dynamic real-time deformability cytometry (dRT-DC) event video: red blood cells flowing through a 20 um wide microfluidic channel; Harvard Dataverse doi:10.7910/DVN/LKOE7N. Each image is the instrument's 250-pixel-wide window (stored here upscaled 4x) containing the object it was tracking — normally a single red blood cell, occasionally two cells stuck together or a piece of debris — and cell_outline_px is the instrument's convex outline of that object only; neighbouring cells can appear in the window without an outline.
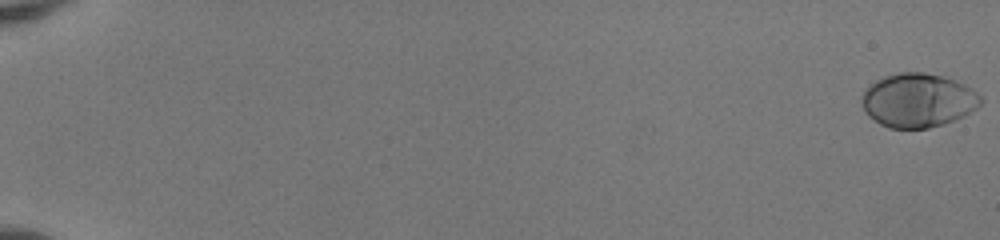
{"species": "human", "species_latin": "Homo sapiens", "temperature_condition": "room temperature", "stored_images_in_passage": 53, "camera_frame_rate_fps": 3000, "um_per_image_px": 0.085, "donor": {"sex": "female"}, "frame": {"image": 1, "passage_image": 1, "time_ms": 0.0, "image_size_px": [1000, 240], "cell_outline_px": [[984, 100], [976, 108], [964, 116], [944, 124], [928, 128], [888, 128], [880, 124], [868, 116], [864, 112], [860, 104], [860, 100], [864, 92], [876, 80], [884, 76], [900, 72], [924, 72], [944, 76], [956, 80], [972, 88]], "centroid_in_image_um": [78.02, 8.53], "position_along_channel_um": 7.0, "area_um2": 37.63}}
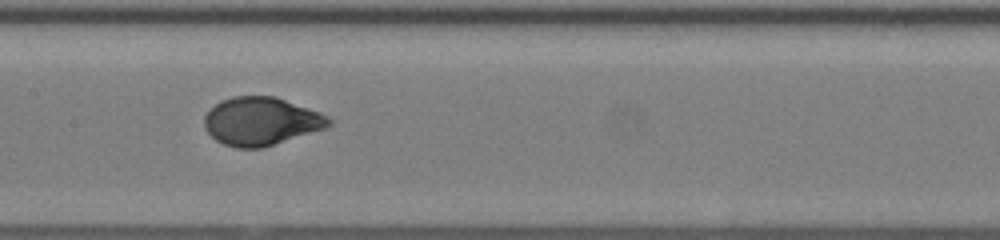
{"frame": {"image": 2, "passage_image": 30, "time_ms": 9.667, "image_size_px": [1000, 240], "cell_outline_px": [[332, 124], [328, 128], [260, 148], [236, 148], [224, 144], [216, 140], [204, 128], [204, 116], [220, 100], [232, 96], [272, 96], [320, 112], [328, 116], [332, 120]], "centroid_in_image_um": [22.2, 10.31], "position_along_channel_um": 185.2, "area_um2": 34.8}}
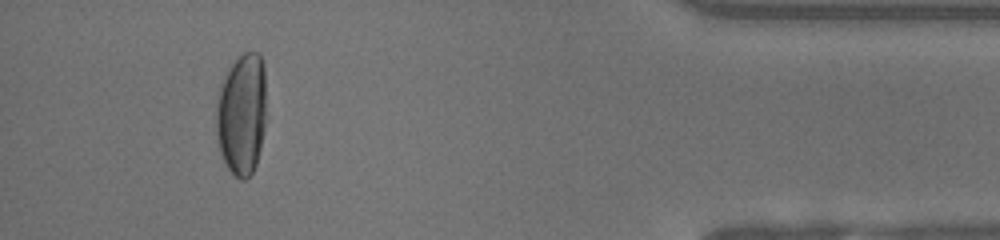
{"frame": {"image": 3, "passage_image": 50, "time_ms": 16.333, "image_size_px": [1000, 240], "cell_outline_px": [[264, 128], [260, 148], [256, 164], [252, 172], [244, 180], [240, 180], [228, 168], [220, 152], [216, 132], [216, 100], [220, 84], [232, 64], [244, 52], [260, 52], [264, 64]], "centroid_in_image_um": [20.53, 9.69], "position_along_channel_um": 414.7, "area_um2": 35.37}, "authors_computed_cell_mechanics": {"area_um2": 35.3736, "velocity_mm_per_s": 4.1034, "shape_relaxation_time_tau1_ms": 3.0991, "shape_relaxation_time_tau2_ms": null, "deformation_change_tau1": 0.1897, "deformation_change_tau2": null}}